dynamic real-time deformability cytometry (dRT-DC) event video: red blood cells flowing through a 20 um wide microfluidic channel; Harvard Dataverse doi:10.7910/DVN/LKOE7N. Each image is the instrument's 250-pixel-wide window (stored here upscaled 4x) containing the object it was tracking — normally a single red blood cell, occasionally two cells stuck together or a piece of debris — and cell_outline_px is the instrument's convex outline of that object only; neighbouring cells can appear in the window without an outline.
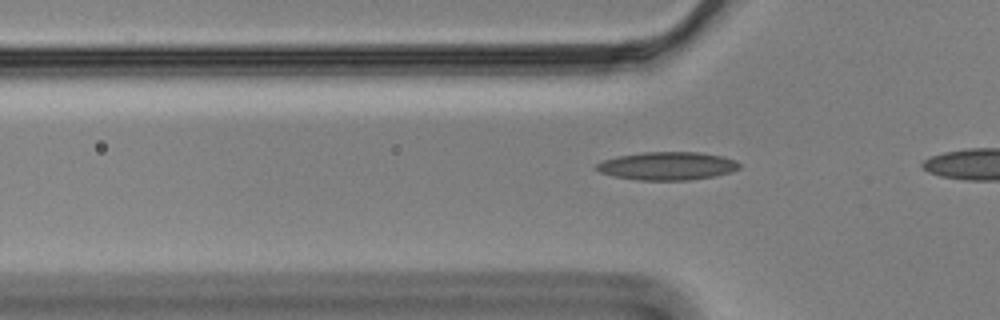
{"species": "Egyptian fruit bat (a non-hibernating species)", "species_latin": "Rousettus aegyptiacus", "temperature_condition": "cold", "stored_images_in_passage": 12, "camera_frame_rate_fps": 3000, "um_per_image_px": 0.085, "animal": {"sex": "male"}, "frame": {"image": 1, "passage_image": 10, "time_ms": 3.0, "image_size_px": [1000, 320], "cell_outline_px": [[740, 168], [728, 172], [712, 176], [688, 180], [640, 180], [612, 176], [600, 172], [592, 168], [600, 160], [616, 156], [644, 152], [696, 152], [720, 156], [736, 160], [740, 164]], "centroid_in_image_um": [56.63, 14.1], "position_along_channel_um": 69.2, "area_um2": 23.41}}